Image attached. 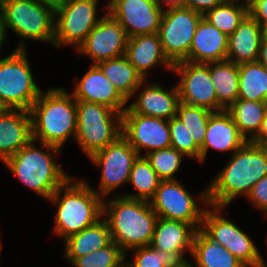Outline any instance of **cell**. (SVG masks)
<instances>
[{
  "instance_id": "cell-17",
  "label": "cell",
  "mask_w": 267,
  "mask_h": 267,
  "mask_svg": "<svg viewBox=\"0 0 267 267\" xmlns=\"http://www.w3.org/2000/svg\"><path fill=\"white\" fill-rule=\"evenodd\" d=\"M128 39L124 28L106 11L76 51L97 64L125 55Z\"/></svg>"
},
{
  "instance_id": "cell-31",
  "label": "cell",
  "mask_w": 267,
  "mask_h": 267,
  "mask_svg": "<svg viewBox=\"0 0 267 267\" xmlns=\"http://www.w3.org/2000/svg\"><path fill=\"white\" fill-rule=\"evenodd\" d=\"M239 67L237 99L267 102V68L258 61L242 63Z\"/></svg>"
},
{
  "instance_id": "cell-15",
  "label": "cell",
  "mask_w": 267,
  "mask_h": 267,
  "mask_svg": "<svg viewBox=\"0 0 267 267\" xmlns=\"http://www.w3.org/2000/svg\"><path fill=\"white\" fill-rule=\"evenodd\" d=\"M122 136L141 156L171 146L169 120L132 113L128 108L122 113Z\"/></svg>"
},
{
  "instance_id": "cell-9",
  "label": "cell",
  "mask_w": 267,
  "mask_h": 267,
  "mask_svg": "<svg viewBox=\"0 0 267 267\" xmlns=\"http://www.w3.org/2000/svg\"><path fill=\"white\" fill-rule=\"evenodd\" d=\"M209 207L211 209L206 208L203 214L201 230L229 250L245 267H267L252 238L222 214L225 207Z\"/></svg>"
},
{
  "instance_id": "cell-28",
  "label": "cell",
  "mask_w": 267,
  "mask_h": 267,
  "mask_svg": "<svg viewBox=\"0 0 267 267\" xmlns=\"http://www.w3.org/2000/svg\"><path fill=\"white\" fill-rule=\"evenodd\" d=\"M96 65L128 102L140 91L138 87L145 80L125 55L98 62Z\"/></svg>"
},
{
  "instance_id": "cell-3",
  "label": "cell",
  "mask_w": 267,
  "mask_h": 267,
  "mask_svg": "<svg viewBox=\"0 0 267 267\" xmlns=\"http://www.w3.org/2000/svg\"><path fill=\"white\" fill-rule=\"evenodd\" d=\"M32 139L63 148V144L76 134V100L66 89L50 88L42 91L29 110Z\"/></svg>"
},
{
  "instance_id": "cell-34",
  "label": "cell",
  "mask_w": 267,
  "mask_h": 267,
  "mask_svg": "<svg viewBox=\"0 0 267 267\" xmlns=\"http://www.w3.org/2000/svg\"><path fill=\"white\" fill-rule=\"evenodd\" d=\"M248 14L249 5L220 4L207 11L203 18L230 36Z\"/></svg>"
},
{
  "instance_id": "cell-11",
  "label": "cell",
  "mask_w": 267,
  "mask_h": 267,
  "mask_svg": "<svg viewBox=\"0 0 267 267\" xmlns=\"http://www.w3.org/2000/svg\"><path fill=\"white\" fill-rule=\"evenodd\" d=\"M202 18L201 13L187 7L163 11L158 35L163 52L173 65L189 61L192 39Z\"/></svg>"
},
{
  "instance_id": "cell-1",
  "label": "cell",
  "mask_w": 267,
  "mask_h": 267,
  "mask_svg": "<svg viewBox=\"0 0 267 267\" xmlns=\"http://www.w3.org/2000/svg\"><path fill=\"white\" fill-rule=\"evenodd\" d=\"M230 155L223 170L197 195L199 203L226 207L239 195L247 197L252 187L267 175V145L247 141Z\"/></svg>"
},
{
  "instance_id": "cell-16",
  "label": "cell",
  "mask_w": 267,
  "mask_h": 267,
  "mask_svg": "<svg viewBox=\"0 0 267 267\" xmlns=\"http://www.w3.org/2000/svg\"><path fill=\"white\" fill-rule=\"evenodd\" d=\"M104 7L129 38L158 33L164 11L155 0H109Z\"/></svg>"
},
{
  "instance_id": "cell-45",
  "label": "cell",
  "mask_w": 267,
  "mask_h": 267,
  "mask_svg": "<svg viewBox=\"0 0 267 267\" xmlns=\"http://www.w3.org/2000/svg\"><path fill=\"white\" fill-rule=\"evenodd\" d=\"M33 1H35L36 3H39L41 5H45L47 7H50L54 11H56L64 0H33Z\"/></svg>"
},
{
  "instance_id": "cell-41",
  "label": "cell",
  "mask_w": 267,
  "mask_h": 267,
  "mask_svg": "<svg viewBox=\"0 0 267 267\" xmlns=\"http://www.w3.org/2000/svg\"><path fill=\"white\" fill-rule=\"evenodd\" d=\"M218 5H220L219 0H186L185 7L204 15Z\"/></svg>"
},
{
  "instance_id": "cell-48",
  "label": "cell",
  "mask_w": 267,
  "mask_h": 267,
  "mask_svg": "<svg viewBox=\"0 0 267 267\" xmlns=\"http://www.w3.org/2000/svg\"><path fill=\"white\" fill-rule=\"evenodd\" d=\"M178 267H196V265H193L190 260L182 262Z\"/></svg>"
},
{
  "instance_id": "cell-26",
  "label": "cell",
  "mask_w": 267,
  "mask_h": 267,
  "mask_svg": "<svg viewBox=\"0 0 267 267\" xmlns=\"http://www.w3.org/2000/svg\"><path fill=\"white\" fill-rule=\"evenodd\" d=\"M112 242L106 220L102 217L93 225L69 236L64 240V257L69 263L75 258L88 255L92 251L106 247Z\"/></svg>"
},
{
  "instance_id": "cell-40",
  "label": "cell",
  "mask_w": 267,
  "mask_h": 267,
  "mask_svg": "<svg viewBox=\"0 0 267 267\" xmlns=\"http://www.w3.org/2000/svg\"><path fill=\"white\" fill-rule=\"evenodd\" d=\"M249 14L264 27L267 24V0H250Z\"/></svg>"
},
{
  "instance_id": "cell-4",
  "label": "cell",
  "mask_w": 267,
  "mask_h": 267,
  "mask_svg": "<svg viewBox=\"0 0 267 267\" xmlns=\"http://www.w3.org/2000/svg\"><path fill=\"white\" fill-rule=\"evenodd\" d=\"M73 180L72 175L48 199L57 206L53 231L64 240L103 217V198L86 179Z\"/></svg>"
},
{
  "instance_id": "cell-18",
  "label": "cell",
  "mask_w": 267,
  "mask_h": 267,
  "mask_svg": "<svg viewBox=\"0 0 267 267\" xmlns=\"http://www.w3.org/2000/svg\"><path fill=\"white\" fill-rule=\"evenodd\" d=\"M75 83L71 93L75 100L101 104L120 113L127 108L128 101L96 64H92L81 80Z\"/></svg>"
},
{
  "instance_id": "cell-39",
  "label": "cell",
  "mask_w": 267,
  "mask_h": 267,
  "mask_svg": "<svg viewBox=\"0 0 267 267\" xmlns=\"http://www.w3.org/2000/svg\"><path fill=\"white\" fill-rule=\"evenodd\" d=\"M246 198L256 209L263 211L267 218V175L252 187Z\"/></svg>"
},
{
  "instance_id": "cell-27",
  "label": "cell",
  "mask_w": 267,
  "mask_h": 267,
  "mask_svg": "<svg viewBox=\"0 0 267 267\" xmlns=\"http://www.w3.org/2000/svg\"><path fill=\"white\" fill-rule=\"evenodd\" d=\"M191 256L196 267H245L229 250L214 242L201 229L194 234Z\"/></svg>"
},
{
  "instance_id": "cell-44",
  "label": "cell",
  "mask_w": 267,
  "mask_h": 267,
  "mask_svg": "<svg viewBox=\"0 0 267 267\" xmlns=\"http://www.w3.org/2000/svg\"><path fill=\"white\" fill-rule=\"evenodd\" d=\"M257 61L267 68V39L264 37L261 41L259 57Z\"/></svg>"
},
{
  "instance_id": "cell-5",
  "label": "cell",
  "mask_w": 267,
  "mask_h": 267,
  "mask_svg": "<svg viewBox=\"0 0 267 267\" xmlns=\"http://www.w3.org/2000/svg\"><path fill=\"white\" fill-rule=\"evenodd\" d=\"M35 143L32 139L9 157L4 165L30 190L48 200L71 175L54 160L61 150L59 147L41 143L40 150ZM43 148L47 151H43Z\"/></svg>"
},
{
  "instance_id": "cell-7",
  "label": "cell",
  "mask_w": 267,
  "mask_h": 267,
  "mask_svg": "<svg viewBox=\"0 0 267 267\" xmlns=\"http://www.w3.org/2000/svg\"><path fill=\"white\" fill-rule=\"evenodd\" d=\"M75 139L89 158L122 135V113L107 106L76 100Z\"/></svg>"
},
{
  "instance_id": "cell-13",
  "label": "cell",
  "mask_w": 267,
  "mask_h": 267,
  "mask_svg": "<svg viewBox=\"0 0 267 267\" xmlns=\"http://www.w3.org/2000/svg\"><path fill=\"white\" fill-rule=\"evenodd\" d=\"M138 156L136 150L122 135L115 142L90 156L91 162L102 169L99 190L92 187L96 194L102 198L108 197V194L119 186L128 183L130 171Z\"/></svg>"
},
{
  "instance_id": "cell-21",
  "label": "cell",
  "mask_w": 267,
  "mask_h": 267,
  "mask_svg": "<svg viewBox=\"0 0 267 267\" xmlns=\"http://www.w3.org/2000/svg\"><path fill=\"white\" fill-rule=\"evenodd\" d=\"M246 142L227 110L213 112L208 121L203 146L200 148V163L205 162L209 149L233 153Z\"/></svg>"
},
{
  "instance_id": "cell-6",
  "label": "cell",
  "mask_w": 267,
  "mask_h": 267,
  "mask_svg": "<svg viewBox=\"0 0 267 267\" xmlns=\"http://www.w3.org/2000/svg\"><path fill=\"white\" fill-rule=\"evenodd\" d=\"M25 41L0 58V108L29 111L42 90L34 80Z\"/></svg>"
},
{
  "instance_id": "cell-42",
  "label": "cell",
  "mask_w": 267,
  "mask_h": 267,
  "mask_svg": "<svg viewBox=\"0 0 267 267\" xmlns=\"http://www.w3.org/2000/svg\"><path fill=\"white\" fill-rule=\"evenodd\" d=\"M250 142L258 145H267V109L258 134Z\"/></svg>"
},
{
  "instance_id": "cell-25",
  "label": "cell",
  "mask_w": 267,
  "mask_h": 267,
  "mask_svg": "<svg viewBox=\"0 0 267 267\" xmlns=\"http://www.w3.org/2000/svg\"><path fill=\"white\" fill-rule=\"evenodd\" d=\"M228 36L202 18L193 36L189 61L212 63L227 60Z\"/></svg>"
},
{
  "instance_id": "cell-35",
  "label": "cell",
  "mask_w": 267,
  "mask_h": 267,
  "mask_svg": "<svg viewBox=\"0 0 267 267\" xmlns=\"http://www.w3.org/2000/svg\"><path fill=\"white\" fill-rule=\"evenodd\" d=\"M126 256L122 248L112 241L104 248L75 258L70 265L74 267H126Z\"/></svg>"
},
{
  "instance_id": "cell-8",
  "label": "cell",
  "mask_w": 267,
  "mask_h": 267,
  "mask_svg": "<svg viewBox=\"0 0 267 267\" xmlns=\"http://www.w3.org/2000/svg\"><path fill=\"white\" fill-rule=\"evenodd\" d=\"M0 17L6 31L21 40L51 43L54 46L55 11L33 0H1Z\"/></svg>"
},
{
  "instance_id": "cell-10",
  "label": "cell",
  "mask_w": 267,
  "mask_h": 267,
  "mask_svg": "<svg viewBox=\"0 0 267 267\" xmlns=\"http://www.w3.org/2000/svg\"><path fill=\"white\" fill-rule=\"evenodd\" d=\"M98 3L99 0H64L55 11L54 47L72 45L77 50L101 19L97 16Z\"/></svg>"
},
{
  "instance_id": "cell-12",
  "label": "cell",
  "mask_w": 267,
  "mask_h": 267,
  "mask_svg": "<svg viewBox=\"0 0 267 267\" xmlns=\"http://www.w3.org/2000/svg\"><path fill=\"white\" fill-rule=\"evenodd\" d=\"M195 199L178 179L161 180L149 203L158 217L182 221L198 230L206 208L198 206Z\"/></svg>"
},
{
  "instance_id": "cell-33",
  "label": "cell",
  "mask_w": 267,
  "mask_h": 267,
  "mask_svg": "<svg viewBox=\"0 0 267 267\" xmlns=\"http://www.w3.org/2000/svg\"><path fill=\"white\" fill-rule=\"evenodd\" d=\"M213 111L180 102L177 106L176 117L187 128L195 144L201 148L204 143L208 121Z\"/></svg>"
},
{
  "instance_id": "cell-24",
  "label": "cell",
  "mask_w": 267,
  "mask_h": 267,
  "mask_svg": "<svg viewBox=\"0 0 267 267\" xmlns=\"http://www.w3.org/2000/svg\"><path fill=\"white\" fill-rule=\"evenodd\" d=\"M263 37V27L248 14L228 36L227 60L238 65L256 62Z\"/></svg>"
},
{
  "instance_id": "cell-37",
  "label": "cell",
  "mask_w": 267,
  "mask_h": 267,
  "mask_svg": "<svg viewBox=\"0 0 267 267\" xmlns=\"http://www.w3.org/2000/svg\"><path fill=\"white\" fill-rule=\"evenodd\" d=\"M134 254L126 267H178L182 261L174 254L153 249L150 245L130 250Z\"/></svg>"
},
{
  "instance_id": "cell-20",
  "label": "cell",
  "mask_w": 267,
  "mask_h": 267,
  "mask_svg": "<svg viewBox=\"0 0 267 267\" xmlns=\"http://www.w3.org/2000/svg\"><path fill=\"white\" fill-rule=\"evenodd\" d=\"M32 140L31 116L23 109H0V160L4 163Z\"/></svg>"
},
{
  "instance_id": "cell-36",
  "label": "cell",
  "mask_w": 267,
  "mask_h": 267,
  "mask_svg": "<svg viewBox=\"0 0 267 267\" xmlns=\"http://www.w3.org/2000/svg\"><path fill=\"white\" fill-rule=\"evenodd\" d=\"M142 156L146 157L161 180H176L175 173L179 170L183 158L186 157L172 147L155 150Z\"/></svg>"
},
{
  "instance_id": "cell-32",
  "label": "cell",
  "mask_w": 267,
  "mask_h": 267,
  "mask_svg": "<svg viewBox=\"0 0 267 267\" xmlns=\"http://www.w3.org/2000/svg\"><path fill=\"white\" fill-rule=\"evenodd\" d=\"M128 182L133 185L137 192L126 193L122 196L149 202L153 198L161 179L146 157L141 155L133 163Z\"/></svg>"
},
{
  "instance_id": "cell-29",
  "label": "cell",
  "mask_w": 267,
  "mask_h": 267,
  "mask_svg": "<svg viewBox=\"0 0 267 267\" xmlns=\"http://www.w3.org/2000/svg\"><path fill=\"white\" fill-rule=\"evenodd\" d=\"M209 74L215 88L217 102L227 110L238 98V64L229 60L209 63Z\"/></svg>"
},
{
  "instance_id": "cell-38",
  "label": "cell",
  "mask_w": 267,
  "mask_h": 267,
  "mask_svg": "<svg viewBox=\"0 0 267 267\" xmlns=\"http://www.w3.org/2000/svg\"><path fill=\"white\" fill-rule=\"evenodd\" d=\"M171 146L187 158L200 161V148L195 144L187 128L176 116L169 120Z\"/></svg>"
},
{
  "instance_id": "cell-22",
  "label": "cell",
  "mask_w": 267,
  "mask_h": 267,
  "mask_svg": "<svg viewBox=\"0 0 267 267\" xmlns=\"http://www.w3.org/2000/svg\"><path fill=\"white\" fill-rule=\"evenodd\" d=\"M196 230L188 223L158 217L150 246L153 249L174 253L182 262L186 251L191 255Z\"/></svg>"
},
{
  "instance_id": "cell-47",
  "label": "cell",
  "mask_w": 267,
  "mask_h": 267,
  "mask_svg": "<svg viewBox=\"0 0 267 267\" xmlns=\"http://www.w3.org/2000/svg\"><path fill=\"white\" fill-rule=\"evenodd\" d=\"M219 1H220V4H234V5H249L250 4V0H219Z\"/></svg>"
},
{
  "instance_id": "cell-2",
  "label": "cell",
  "mask_w": 267,
  "mask_h": 267,
  "mask_svg": "<svg viewBox=\"0 0 267 267\" xmlns=\"http://www.w3.org/2000/svg\"><path fill=\"white\" fill-rule=\"evenodd\" d=\"M109 199H103V218L109 226L112 241L125 253L149 246L158 219L150 203L119 194Z\"/></svg>"
},
{
  "instance_id": "cell-46",
  "label": "cell",
  "mask_w": 267,
  "mask_h": 267,
  "mask_svg": "<svg viewBox=\"0 0 267 267\" xmlns=\"http://www.w3.org/2000/svg\"><path fill=\"white\" fill-rule=\"evenodd\" d=\"M6 27L3 25L2 19L0 17V52L2 49L3 44L7 40V33H6ZM1 54V53H0Z\"/></svg>"
},
{
  "instance_id": "cell-19",
  "label": "cell",
  "mask_w": 267,
  "mask_h": 267,
  "mask_svg": "<svg viewBox=\"0 0 267 267\" xmlns=\"http://www.w3.org/2000/svg\"><path fill=\"white\" fill-rule=\"evenodd\" d=\"M146 79L139 85L144 87L137 99L127 105V108L135 114L170 120L176 116L177 106L180 103L177 86L170 89L164 88L159 83L147 84Z\"/></svg>"
},
{
  "instance_id": "cell-49",
  "label": "cell",
  "mask_w": 267,
  "mask_h": 267,
  "mask_svg": "<svg viewBox=\"0 0 267 267\" xmlns=\"http://www.w3.org/2000/svg\"><path fill=\"white\" fill-rule=\"evenodd\" d=\"M263 36L267 39V24L263 27Z\"/></svg>"
},
{
  "instance_id": "cell-50",
  "label": "cell",
  "mask_w": 267,
  "mask_h": 267,
  "mask_svg": "<svg viewBox=\"0 0 267 267\" xmlns=\"http://www.w3.org/2000/svg\"><path fill=\"white\" fill-rule=\"evenodd\" d=\"M1 248H2V245H1V243H0V252H1V250H2ZM0 255H1V254H0ZM0 261H1V258H0Z\"/></svg>"
},
{
  "instance_id": "cell-43",
  "label": "cell",
  "mask_w": 267,
  "mask_h": 267,
  "mask_svg": "<svg viewBox=\"0 0 267 267\" xmlns=\"http://www.w3.org/2000/svg\"><path fill=\"white\" fill-rule=\"evenodd\" d=\"M155 1L162 10H166V8L170 9L176 7H185L186 4V0H155ZM163 6L165 9L163 8Z\"/></svg>"
},
{
  "instance_id": "cell-14",
  "label": "cell",
  "mask_w": 267,
  "mask_h": 267,
  "mask_svg": "<svg viewBox=\"0 0 267 267\" xmlns=\"http://www.w3.org/2000/svg\"><path fill=\"white\" fill-rule=\"evenodd\" d=\"M172 71L180 76L176 84L180 102L204 107L213 112L224 110L217 102L209 74V63L181 61L173 65Z\"/></svg>"
},
{
  "instance_id": "cell-30",
  "label": "cell",
  "mask_w": 267,
  "mask_h": 267,
  "mask_svg": "<svg viewBox=\"0 0 267 267\" xmlns=\"http://www.w3.org/2000/svg\"><path fill=\"white\" fill-rule=\"evenodd\" d=\"M266 109L267 102L237 99L227 112L241 135L250 142L259 132Z\"/></svg>"
},
{
  "instance_id": "cell-23",
  "label": "cell",
  "mask_w": 267,
  "mask_h": 267,
  "mask_svg": "<svg viewBox=\"0 0 267 267\" xmlns=\"http://www.w3.org/2000/svg\"><path fill=\"white\" fill-rule=\"evenodd\" d=\"M125 56L144 79H147L149 70L155 66L162 65L170 71L173 69V64L163 52L158 33L129 38Z\"/></svg>"
}]
</instances>
